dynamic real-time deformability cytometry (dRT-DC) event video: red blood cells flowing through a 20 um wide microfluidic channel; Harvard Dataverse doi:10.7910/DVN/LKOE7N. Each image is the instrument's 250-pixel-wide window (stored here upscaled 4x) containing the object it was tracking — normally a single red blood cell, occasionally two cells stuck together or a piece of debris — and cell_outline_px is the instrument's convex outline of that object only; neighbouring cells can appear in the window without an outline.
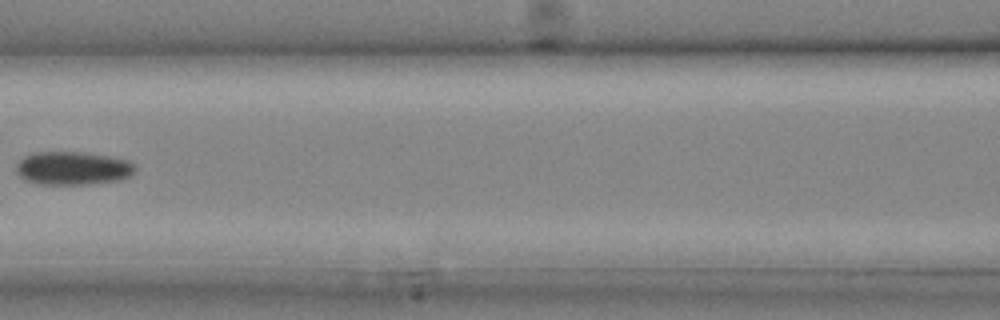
{"species": "common noctule bat (a hibernating species)", "species_latin": "Nyctalus noctula", "temperature_condition": "cold", "stored_images_in_passage": 16, "camera_frame_rate_fps": 3000, "um_per_image_px": 0.085, "animal": {"sex": "male", "body_mass_g": 20.4}, "frame": {"image": 1, "passage_image": 12, "time_ms": 3.667, "image_size_px": [1000, 320], "cell_outline_px": [[136, 172], [132, 176], [120, 180], [88, 184], [40, 184], [28, 180], [20, 176], [16, 172], [16, 164], [24, 156], [36, 152], [80, 152], [112, 156], [128, 160], [136, 164]], "centroid_in_image_um": [6.25, 14.29], "position_along_channel_um": 160.3, "area_um2": 23.29}}
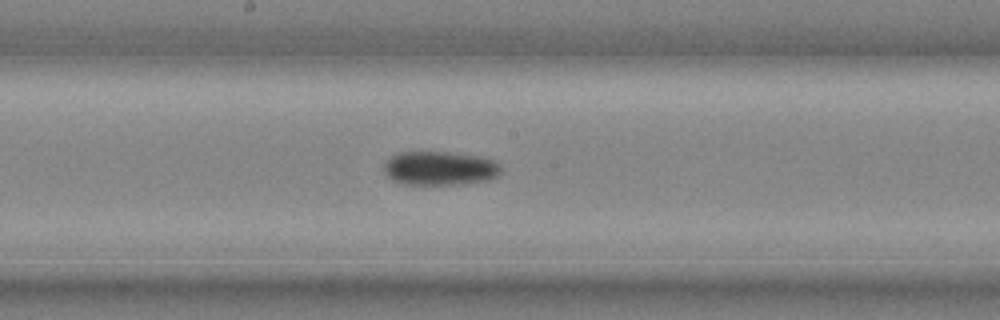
{"frame": {"image": 2, "passage_image": 14, "time_ms": 4.333, "image_size_px": [1000, 320], "cell_outline_px": [[504, 172], [488, 180], [460, 184], [408, 184], [392, 180], [384, 172], [384, 160], [400, 152], [452, 152], [484, 156], [496, 160], [500, 164]], "centroid_in_image_um": [37.45, 14.28], "position_along_channel_um": 210.8, "area_um2": 23.52}}
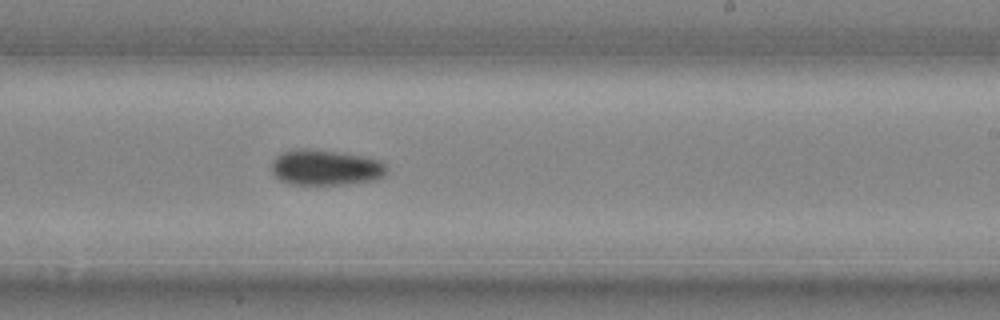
{"frame": {"image": 3, "passage_image": 16, "time_ms": 5.0, "image_size_px": [1000, 320], "cell_outline_px": [[388, 172], [384, 176], [372, 180], [340, 184], [288, 184], [280, 180], [272, 172], [272, 160], [276, 156], [284, 152], [336, 152], [364, 156], [380, 160], [388, 168]], "centroid_in_image_um": [27.73, 14.29], "position_along_channel_um": 261.3, "area_um2": 22.89}}